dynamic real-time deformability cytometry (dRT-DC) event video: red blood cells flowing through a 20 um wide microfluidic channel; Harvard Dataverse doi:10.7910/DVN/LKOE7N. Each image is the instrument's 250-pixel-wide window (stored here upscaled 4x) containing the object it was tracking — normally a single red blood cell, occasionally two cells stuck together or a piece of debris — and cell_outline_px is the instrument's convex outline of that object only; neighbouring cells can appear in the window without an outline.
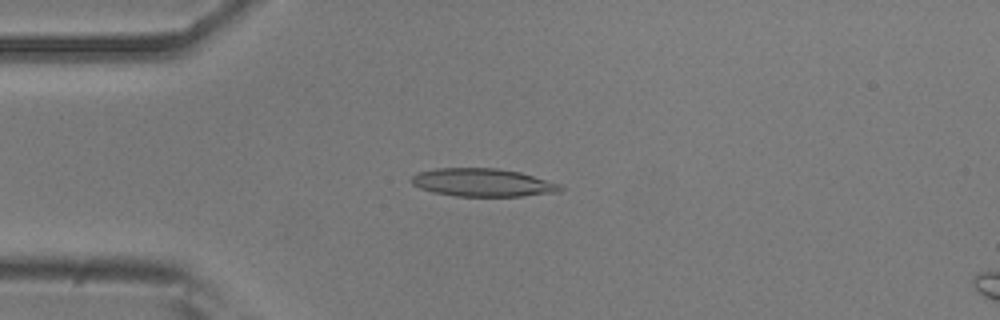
{"species": "common noctule bat (a hibernating species)", "species_latin": "Nyctalus noctula", "temperature_condition": "room temperature", "stored_images_in_passage": 42, "camera_frame_rate_fps": 3000, "um_per_image_px": 0.085, "animal": {"sex": "male", "body_mass_g": 20.5, "forearm_length_mm": 52.5}, "frame": {"image": 1, "passage_image": 13, "time_ms": 4.0, "image_size_px": [1000, 320], "cell_outline_px": [[564, 188], [560, 192], [524, 196], [456, 196], [432, 192], [420, 188], [412, 184], [412, 176], [420, 172], [436, 168], [496, 168], [520, 172], [560, 184]], "centroid_in_image_um": [41.05, 15.52], "position_along_channel_um": 43.9, "area_um2": 24.28}}
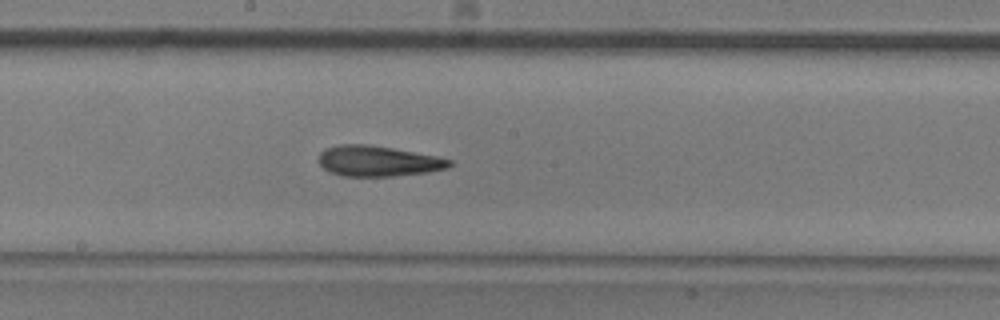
{"frame": {"image": 2, "passage_image": 28, "time_ms": 9.0, "image_size_px": [1000, 320], "cell_outline_px": [[452, 164], [448, 168], [428, 172], [392, 176], [344, 176], [328, 172], [320, 164], [320, 152], [324, 148], [340, 144], [368, 144], [392, 148], [436, 156], [452, 160]], "centroid_in_image_um": [32.12, 13.69], "position_along_channel_um": 216.1, "area_um2": 23.24}}
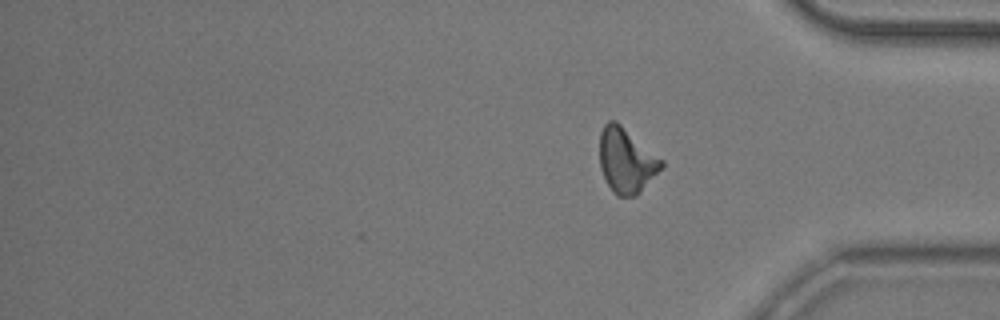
{"frame": {"image": 3, "passage_image": 42, "time_ms": 13.667, "image_size_px": [1000, 320], "cell_outline_px": [[664, 164], [640, 192], [636, 196], [616, 196], [608, 184], [600, 168], [600, 132], [604, 124], [608, 120], [616, 120], [664, 160]], "centroid_in_image_um": [53.23, 13.61], "position_along_channel_um": 382.0, "area_um2": 23.24}, "authors_computed_cell_mechanics": {"area_um2": 23.2356, "velocity_mm_per_s": 3.787, "shape_relaxation_time_tau1_ms": 10.7018, "shape_relaxation_time_tau2_ms": 4.4181, "deformation_change_tau1": 0.2703, "deformation_change_tau2": 0.1616}}